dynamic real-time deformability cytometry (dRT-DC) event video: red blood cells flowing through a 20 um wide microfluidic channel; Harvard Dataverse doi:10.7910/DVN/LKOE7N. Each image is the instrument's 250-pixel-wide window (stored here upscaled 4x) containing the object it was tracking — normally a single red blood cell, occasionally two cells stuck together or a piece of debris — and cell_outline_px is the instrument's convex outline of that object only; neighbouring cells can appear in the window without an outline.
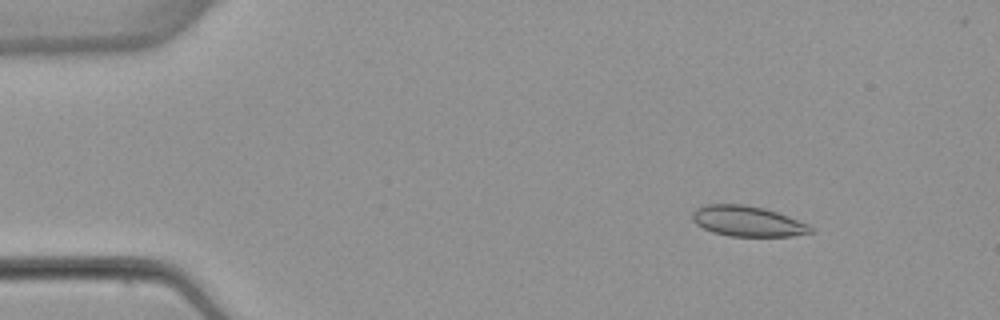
{"species": "common noctule bat (a hibernating species)", "species_latin": "Nyctalus noctula", "temperature_condition": "warm", "stored_images_in_passage": 54, "camera_frame_rate_fps": 3000, "um_per_image_px": 0.085, "animal": {"sex": "female", "body_mass_g": 22.7, "forearm_length_mm": 54.2}, "frame": {"image": 1, "passage_image": 7, "time_ms": 2.0, "image_size_px": [1000, 320], "cell_outline_px": [[812, 232], [792, 236], [732, 236], [712, 232], [696, 224], [692, 220], [692, 212], [696, 208], [708, 204], [744, 204], [764, 208], [788, 216], [808, 224], [812, 228]], "centroid_in_image_um": [63.51, 18.8], "position_along_channel_um": 21.5, "area_um2": 20.87}}
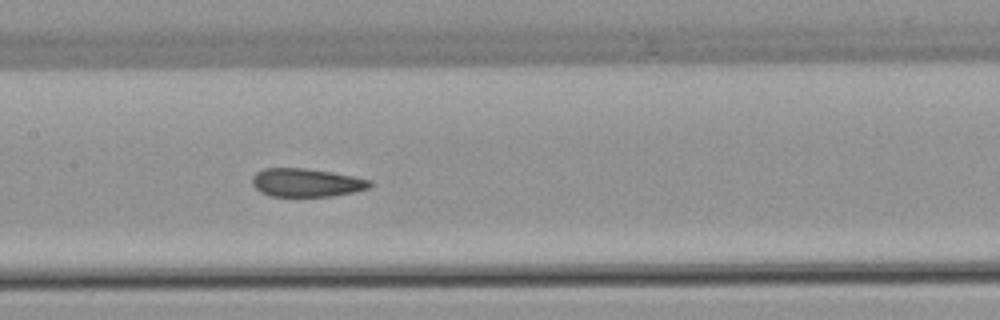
{"frame": {"image": 2, "passage_image": 26, "time_ms": 8.333, "image_size_px": [1000, 320], "cell_outline_px": [[372, 184], [368, 188], [352, 192], [332, 196], [272, 196], [260, 192], [252, 184], [252, 176], [256, 172], [264, 168], [304, 168], [332, 172], [372, 180]], "centroid_in_image_um": [26.02, 15.52], "position_along_channel_um": 181.4, "area_um2": 19.36}}
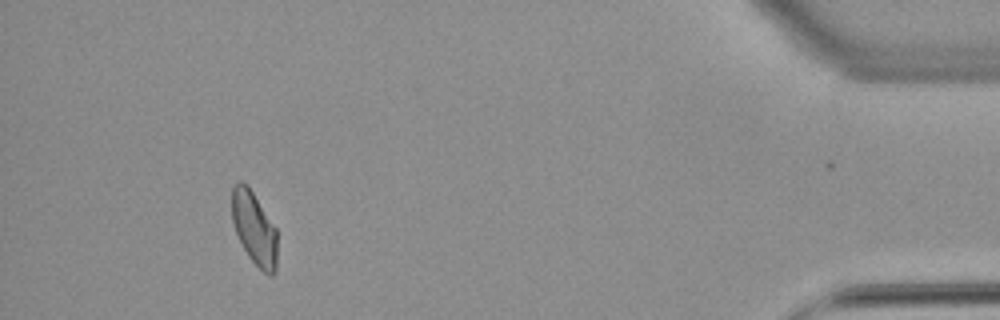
{"frame": {"image": 3, "passage_image": 49, "time_ms": 16.0, "image_size_px": [1000, 320], "cell_outline_px": [[276, 268], [272, 276], [268, 276], [248, 256], [236, 232], [232, 220], [232, 188], [240, 180], [248, 184], [276, 228]], "centroid_in_image_um": [21.61, 19.38], "position_along_channel_um": 413.6, "area_um2": 19.13}, "authors_computed_cell_mechanics": {"area_um2": 20.3456, "velocity_mm_per_s": 3.8773, "shape_relaxation_time_tau1_ms": null, "shape_relaxation_time_tau2_ms": 2.208, "deformation_change_tau1": null, "deformation_change_tau2": 0.0647}}